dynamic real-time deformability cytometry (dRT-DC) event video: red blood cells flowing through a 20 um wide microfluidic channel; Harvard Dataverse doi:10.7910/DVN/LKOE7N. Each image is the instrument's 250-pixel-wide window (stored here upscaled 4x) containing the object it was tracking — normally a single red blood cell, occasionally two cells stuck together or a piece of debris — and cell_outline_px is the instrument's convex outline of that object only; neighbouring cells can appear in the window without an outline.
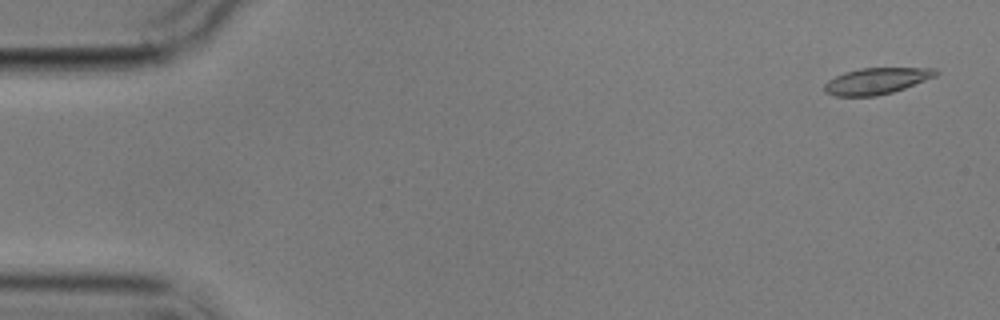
{"species": "common noctule bat (a hibernating species)", "species_latin": "Nyctalus noctula", "temperature_condition": "cold", "stored_images_in_passage": 6, "camera_frame_rate_fps": 3000, "um_per_image_px": 0.085, "animal": {"sex": "male", "body_mass_g": 17.9}, "frame": {"image": 1, "passage_image": 1, "time_ms": 0.0, "image_size_px": [1000, 320], "cell_outline_px": [[940, 72], [936, 76], [904, 88], [892, 92], [876, 96], [836, 96], [824, 92], [824, 84], [828, 80], [844, 72], [860, 68], [936, 68]], "centroid_in_image_um": [74.49, 6.88], "position_along_channel_um": 10.5, "area_um2": 17.05}}
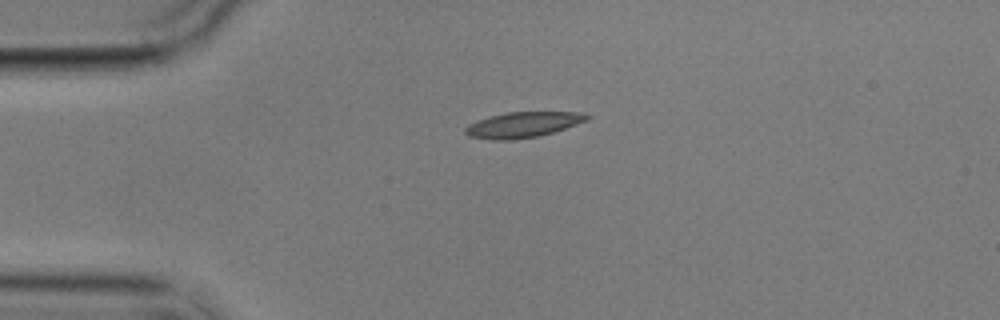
{"frame": {"image": 2, "passage_image": 4, "time_ms": 3.667, "image_size_px": [1000, 320], "cell_outline_px": [[592, 116], [588, 120], [552, 132], [536, 136], [512, 140], [492, 140], [468, 136], [464, 132], [464, 128], [468, 124], [492, 116], [508, 112], [584, 112]], "centroid_in_image_um": [44.45, 10.6], "position_along_channel_um": 40.5, "area_um2": 17.92}}
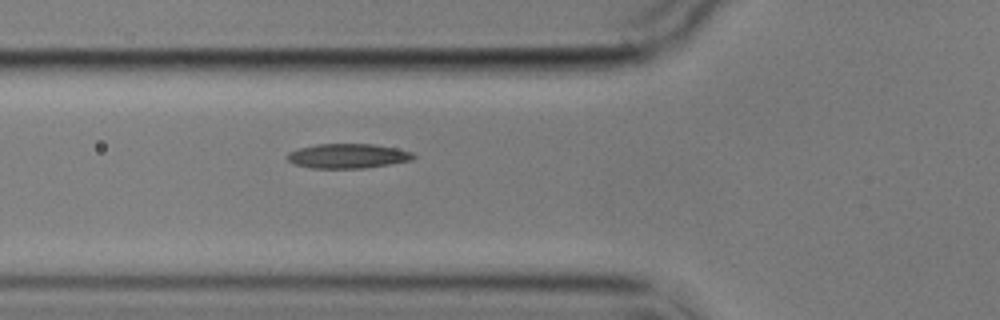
{"frame": {"image": 3, "passage_image": 6, "time_ms": 6.0, "image_size_px": [1000, 320], "cell_outline_px": [[416, 156], [412, 160], [364, 168], [312, 168], [292, 164], [284, 156], [288, 152], [300, 148], [316, 144], [372, 144], [396, 148], [412, 152]], "centroid_in_image_um": [29.52, 13.26], "position_along_channel_um": 96.3, "area_um2": 18.09}}